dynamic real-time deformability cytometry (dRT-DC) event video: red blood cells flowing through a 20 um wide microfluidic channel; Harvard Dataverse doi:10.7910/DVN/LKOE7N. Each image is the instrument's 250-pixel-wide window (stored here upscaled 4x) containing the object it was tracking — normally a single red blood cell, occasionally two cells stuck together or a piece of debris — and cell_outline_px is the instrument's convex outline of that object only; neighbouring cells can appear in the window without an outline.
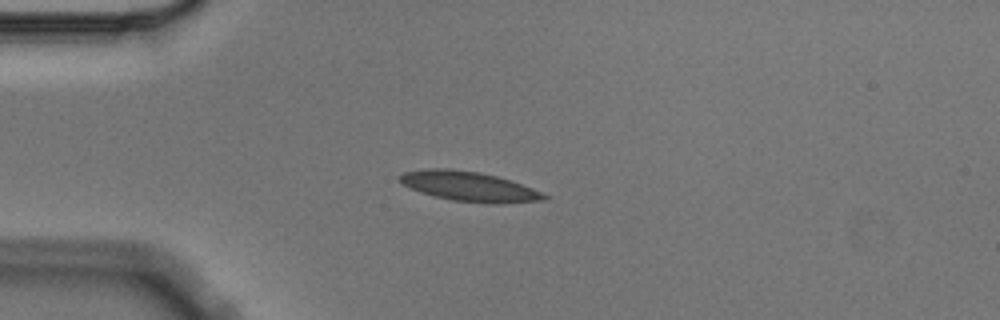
{"species": "Egyptian fruit bat (a non-hibernating species)", "species_latin": "Rousettus aegyptiacus", "temperature_condition": "cold", "stored_images_in_passage": 1, "camera_frame_rate_fps": 3000, "um_per_image_px": 0.085, "animal": {"sex": "male"}, "frame": {"image": 1, "passage_image": 1, "time_ms": 0.0, "image_size_px": [1000, 320], "cell_outline_px": [[552, 196], [548, 200], [504, 204], [488, 204], [452, 200], [420, 192], [396, 180], [396, 176], [404, 172], [428, 168], [452, 168], [480, 172], [496, 176], [532, 188]], "centroid_in_image_um": [39.91, 15.85], "position_along_channel_um": 45.1, "area_um2": 25.37}}